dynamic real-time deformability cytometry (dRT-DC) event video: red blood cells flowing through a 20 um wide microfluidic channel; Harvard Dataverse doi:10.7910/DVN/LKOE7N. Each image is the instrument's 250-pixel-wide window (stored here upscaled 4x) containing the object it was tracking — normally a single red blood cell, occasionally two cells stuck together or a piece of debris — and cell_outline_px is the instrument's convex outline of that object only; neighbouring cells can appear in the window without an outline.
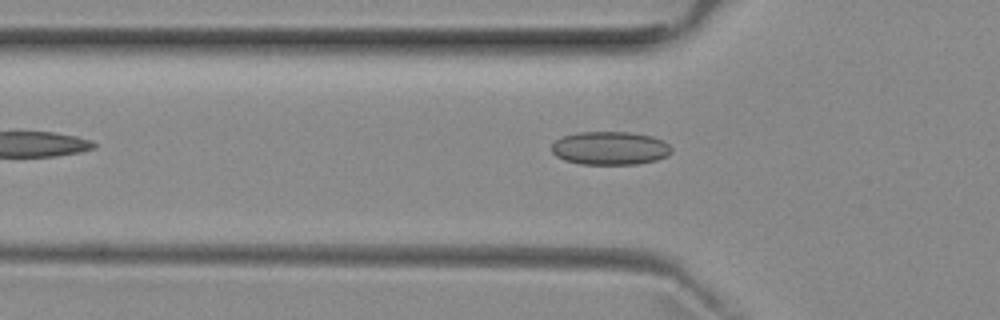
{"species": "common noctule bat (a hibernating species)", "species_latin": "Nyctalus noctula", "temperature_condition": "room temperature", "stored_images_in_passage": 36, "camera_frame_rate_fps": 3000, "um_per_image_px": 0.085, "animal": {"sex": "female", "body_mass_g": 29.2, "forearm_length_mm": 56.3}, "frame": {"image": 1, "passage_image": 3, "time_ms": 0.667, "image_size_px": [1000, 320], "cell_outline_px": [[672, 152], [668, 156], [656, 160], [636, 164], [580, 164], [564, 160], [556, 156], [552, 152], [552, 144], [556, 140], [564, 136], [580, 132], [632, 132], [652, 136], [664, 140], [672, 148]], "centroid_in_image_um": [51.88, 12.59], "position_along_channel_um": 73.9, "area_um2": 23.41}}
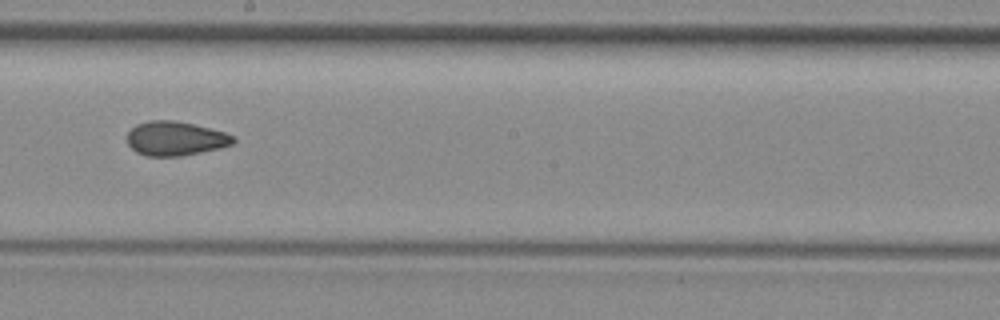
{"frame": {"image": 2, "passage_image": 15, "time_ms": 4.667, "image_size_px": [1000, 320], "cell_outline_px": [[236, 140], [232, 144], [220, 148], [180, 156], [148, 156], [136, 152], [128, 144], [128, 132], [136, 124], [148, 120], [176, 120], [224, 132], [236, 136]], "centroid_in_image_um": [14.91, 11.77], "position_along_channel_um": 233.3, "area_um2": 21.1}}
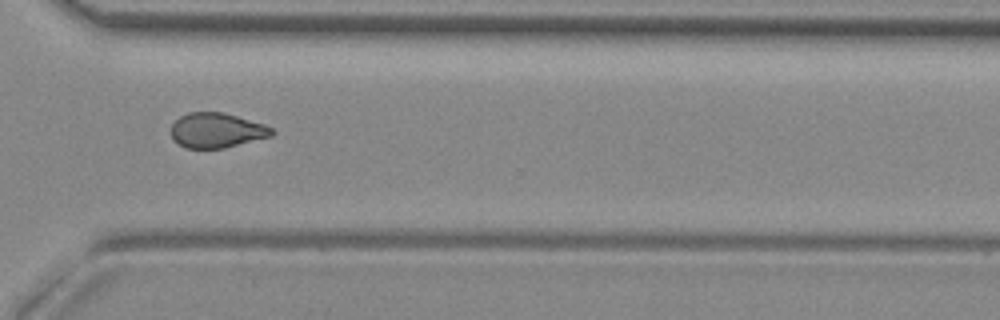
{"frame": {"image": 3, "passage_image": 24, "time_ms": 7.667, "image_size_px": [1000, 320], "cell_outline_px": [[276, 132], [272, 136], [224, 148], [184, 148], [172, 140], [172, 124], [180, 116], [188, 112], [220, 112], [236, 116], [264, 124], [272, 128]], "centroid_in_image_um": [18.41, 11.09], "position_along_channel_um": 352.2, "area_um2": 20.46}, "authors_computed_cell_mechanics": {"area_um2": 21.097, "velocity_mm_per_s": 3.9754, "shape_relaxation_time_tau1_ms": null, "shape_relaxation_time_tau2_ms": 2.2407, "deformation_change_tau1": null, "deformation_change_tau2": 0.0793}}